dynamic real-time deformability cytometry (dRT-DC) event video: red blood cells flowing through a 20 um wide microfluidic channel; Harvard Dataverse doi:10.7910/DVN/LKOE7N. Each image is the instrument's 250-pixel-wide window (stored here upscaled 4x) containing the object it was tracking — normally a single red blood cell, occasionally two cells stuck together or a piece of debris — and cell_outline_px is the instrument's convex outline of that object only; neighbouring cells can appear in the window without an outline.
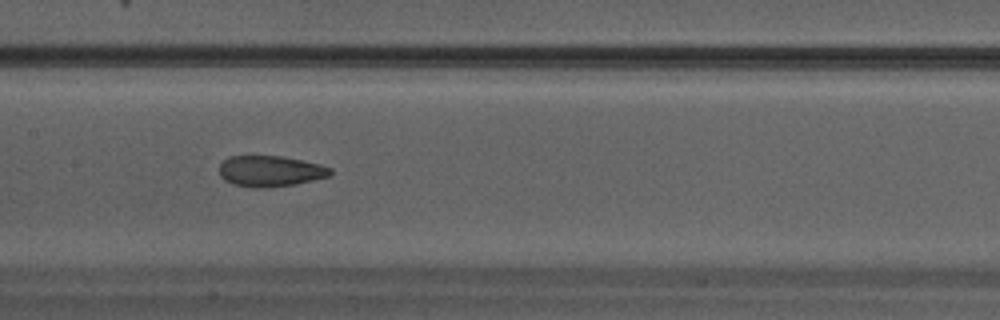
{"species": "Egyptian fruit bat (a non-hibernating species)", "species_latin": "Rousettus aegyptiacus", "temperature_condition": "warm", "stored_images_in_passage": 23, "camera_frame_rate_fps": 3000, "um_per_image_px": 0.085, "animal": {"sex": "male"}, "frame": {"image": 1, "passage_image": 7, "time_ms": 2.0, "image_size_px": [1000, 320], "cell_outline_px": [[332, 172], [328, 176], [296, 184], [264, 188], [252, 188], [232, 184], [224, 180], [220, 176], [220, 164], [224, 160], [232, 156], [280, 156], [320, 164], [332, 168]], "centroid_in_image_um": [22.95, 14.56], "position_along_channel_um": 184.4, "area_um2": 19.94}}